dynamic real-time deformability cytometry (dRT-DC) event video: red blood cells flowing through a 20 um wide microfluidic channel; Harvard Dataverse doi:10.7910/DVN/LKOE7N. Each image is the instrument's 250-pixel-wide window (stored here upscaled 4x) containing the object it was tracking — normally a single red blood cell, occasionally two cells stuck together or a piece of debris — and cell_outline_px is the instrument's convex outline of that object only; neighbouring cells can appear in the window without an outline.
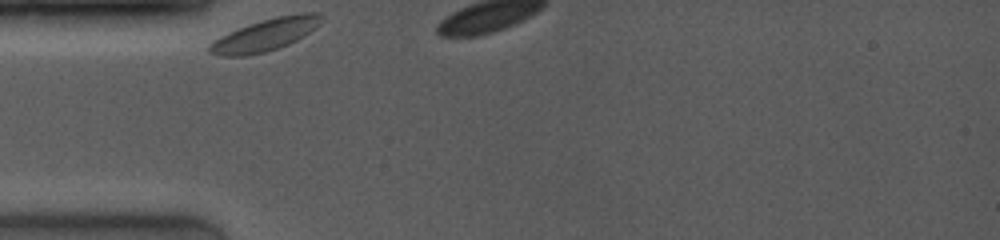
{"species": "common noctule bat (a hibernating species)", "species_latin": "Nyctalus noctula", "temperature_condition": "room temperature", "stored_images_in_passage": 6, "camera_frame_rate_fps": 4000, "um_per_image_px": 0.085, "animal": {"sex": "female", "body_mass_g": 19.0, "forearm_length_mm": 53.3}, "frame": {"image": 1, "passage_image": 1, "time_ms": 0.0, "image_size_px": [1000, 240], "cell_outline_px": [[324, 20], [320, 24], [304, 36], [288, 44], [264, 52], [244, 56], [224, 56], [208, 52], [208, 44], [220, 36], [228, 32], [248, 24], [260, 20], [276, 16], [296, 12], [320, 12], [324, 16]], "centroid_in_image_um": [22.59, 2.92], "position_along_channel_um": 62.4, "area_um2": 21.21}}